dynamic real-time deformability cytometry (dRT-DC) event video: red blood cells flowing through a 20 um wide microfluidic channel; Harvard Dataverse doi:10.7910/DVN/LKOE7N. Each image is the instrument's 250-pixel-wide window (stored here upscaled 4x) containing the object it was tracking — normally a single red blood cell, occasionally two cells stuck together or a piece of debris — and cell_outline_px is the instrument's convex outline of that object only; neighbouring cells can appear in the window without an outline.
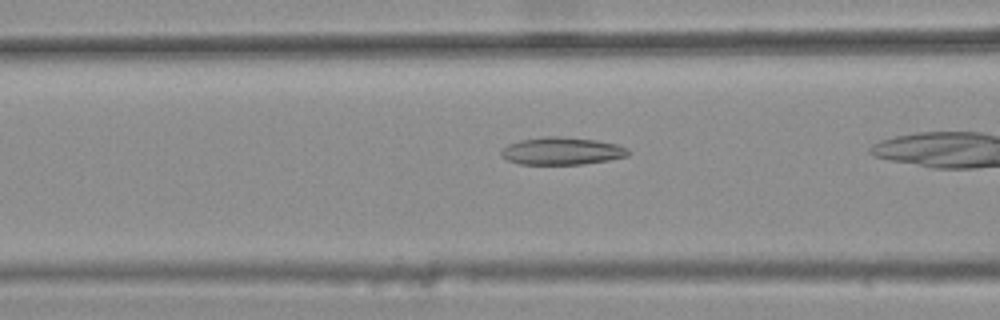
{"species": "common noctule bat (a hibernating species)", "species_latin": "Nyctalus noctula", "temperature_condition": "warm", "stored_images_in_passage": 38, "camera_frame_rate_fps": 3000, "um_per_image_px": 0.085, "animal": {"sex": "female", "body_mass_g": 25.1}, "frame": {"image": 1, "passage_image": 17, "time_ms": 5.333, "image_size_px": [1000, 320], "cell_outline_px": [[632, 152], [628, 156], [608, 160], [584, 164], [520, 164], [508, 160], [500, 156], [500, 152], [508, 144], [520, 140], [544, 136], [560, 136], [596, 140], [616, 144], [628, 148]], "centroid_in_image_um": [47.77, 12.83], "position_along_channel_um": 118.8, "area_um2": 20.46}}
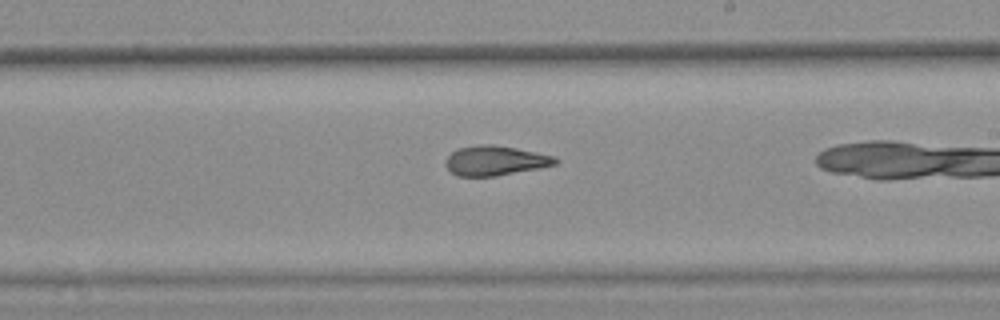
{"frame": {"image": 2, "passage_image": 27, "time_ms": 8.667, "image_size_px": [1000, 320], "cell_outline_px": [[560, 160], [556, 164], [540, 168], [496, 176], [456, 176], [444, 164], [444, 160], [456, 148], [476, 144], [492, 144], [516, 148], [556, 156]], "centroid_in_image_um": [42.09, 13.64], "position_along_channel_um": 246.9, "area_um2": 19.25}}
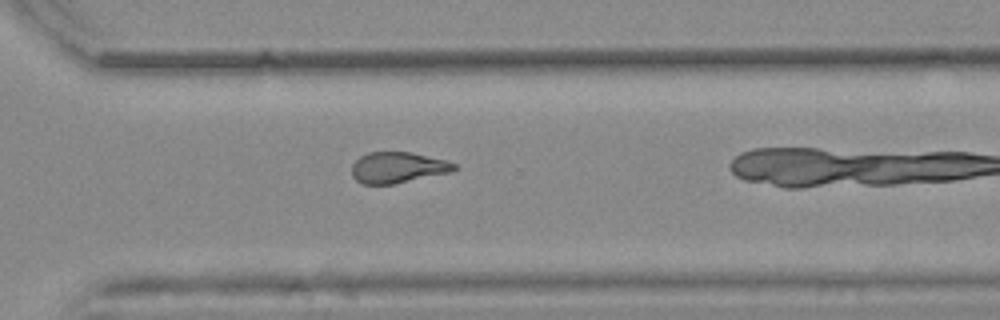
{"frame": {"image": 3, "passage_image": 34, "time_ms": 11.0, "image_size_px": [1000, 320], "cell_outline_px": [[460, 168], [452, 172], [392, 184], [360, 184], [352, 176], [352, 164], [360, 156], [368, 152], [408, 152], [444, 160], [456, 164]], "centroid_in_image_um": [33.8, 14.25], "position_along_channel_um": 336.8, "area_um2": 18.44}}